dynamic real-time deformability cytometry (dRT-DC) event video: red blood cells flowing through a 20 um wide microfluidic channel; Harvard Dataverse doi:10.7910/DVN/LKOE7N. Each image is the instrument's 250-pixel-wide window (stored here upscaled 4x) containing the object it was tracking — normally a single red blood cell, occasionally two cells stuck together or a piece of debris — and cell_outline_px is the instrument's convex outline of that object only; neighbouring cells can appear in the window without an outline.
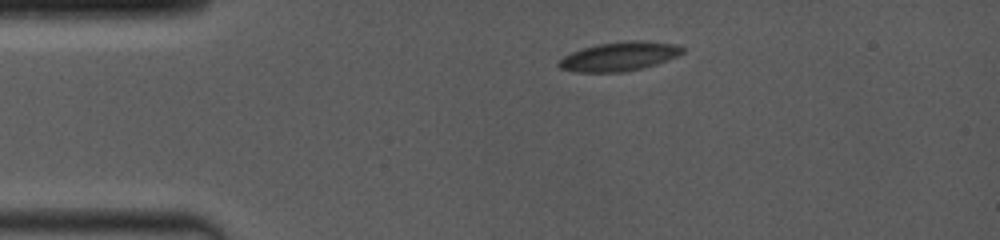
{"species": "common noctule bat (a hibernating species)", "species_latin": "Nyctalus noctula", "temperature_condition": "room temperature", "stored_images_in_passage": 44, "camera_frame_rate_fps": 4000, "um_per_image_px": 0.085, "animal": {"sex": "female", "body_mass_g": 19.0, "forearm_length_mm": 53.3}, "frame": {"image": 1, "passage_image": 1, "time_ms": 0.0, "image_size_px": [1000, 240], "cell_outline_px": [[684, 52], [668, 60], [644, 68], [624, 72], [572, 72], [560, 68], [556, 64], [564, 56], [572, 52], [584, 48], [600, 44], [676, 44], [684, 48]], "centroid_in_image_um": [52.55, 4.88], "position_along_channel_um": 32.4, "area_um2": 19.65}}
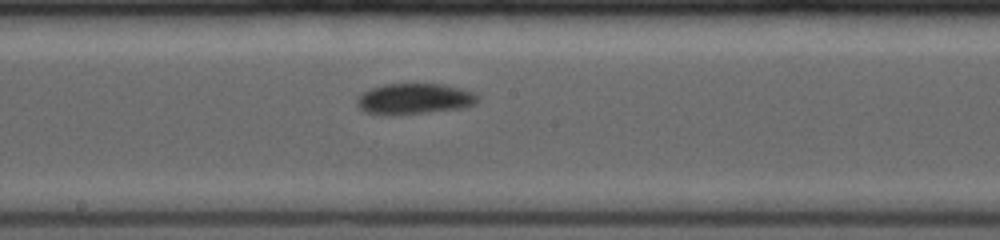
{"frame": {"image": 2, "passage_image": 19, "time_ms": 5.75, "image_size_px": [1000, 240], "cell_outline_px": [[480, 96], [472, 104], [464, 108], [424, 112], [364, 112], [356, 104], [356, 100], [364, 92], [372, 88], [384, 84], [444, 84], [476, 92]], "centroid_in_image_um": [35.29, 8.35], "position_along_channel_um": 212.9, "area_um2": 20.81}}
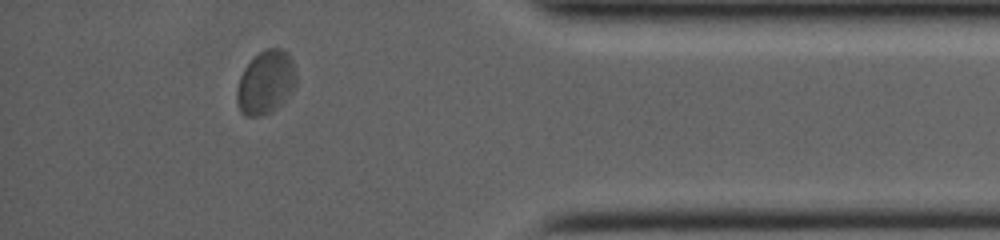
{"frame": {"image": 3, "passage_image": 38, "time_ms": 11.25, "image_size_px": [1000, 240], "cell_outline_px": [[296, 84], [292, 92], [272, 112], [260, 116], [244, 116], [240, 112], [236, 100], [236, 88], [240, 76], [244, 68], [264, 48], [280, 48], [292, 60], [296, 76]], "centroid_in_image_um": [22.56, 7.03], "position_along_channel_um": 412.6, "area_um2": 21.91}, "authors_computed_cell_mechanics": {"area_um2": 21.5016, "velocity_mm_per_s": 3.9525, "shape_relaxation_time_tau1_ms": 8.3495, "shape_relaxation_time_tau2_ms": null, "deformation_change_tau1": 0.1378, "deformation_change_tau2": null}}